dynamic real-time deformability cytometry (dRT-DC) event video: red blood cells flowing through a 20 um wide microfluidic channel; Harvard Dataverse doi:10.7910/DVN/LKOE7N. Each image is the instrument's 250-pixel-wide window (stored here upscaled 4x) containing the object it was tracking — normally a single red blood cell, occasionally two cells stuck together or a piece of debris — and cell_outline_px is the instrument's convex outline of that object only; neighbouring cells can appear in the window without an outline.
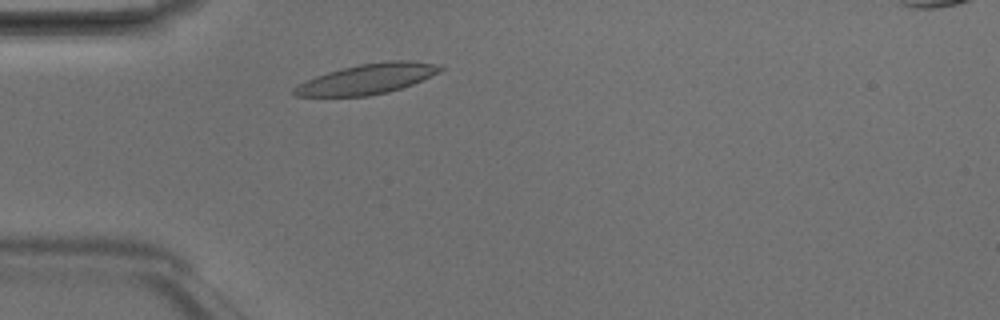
{"species": "Egyptian fruit bat (a non-hibernating species)", "species_latin": "Rousettus aegyptiacus", "temperature_condition": "room temperature", "stored_images_in_passage": 1, "camera_frame_rate_fps": 3000, "um_per_image_px": 0.085, "animal": {"sex": "male"}, "frame": {"image": 1, "passage_image": 1, "time_ms": 0.0, "image_size_px": [1000, 320], "cell_outline_px": [[444, 68], [440, 72], [412, 84], [388, 92], [368, 96], [296, 96], [292, 92], [292, 88], [316, 76], [328, 72], [360, 64], [392, 60], [408, 60], [432, 64]], "centroid_in_image_um": [31.2, 6.72], "position_along_channel_um": 53.8, "area_um2": 25.2}}